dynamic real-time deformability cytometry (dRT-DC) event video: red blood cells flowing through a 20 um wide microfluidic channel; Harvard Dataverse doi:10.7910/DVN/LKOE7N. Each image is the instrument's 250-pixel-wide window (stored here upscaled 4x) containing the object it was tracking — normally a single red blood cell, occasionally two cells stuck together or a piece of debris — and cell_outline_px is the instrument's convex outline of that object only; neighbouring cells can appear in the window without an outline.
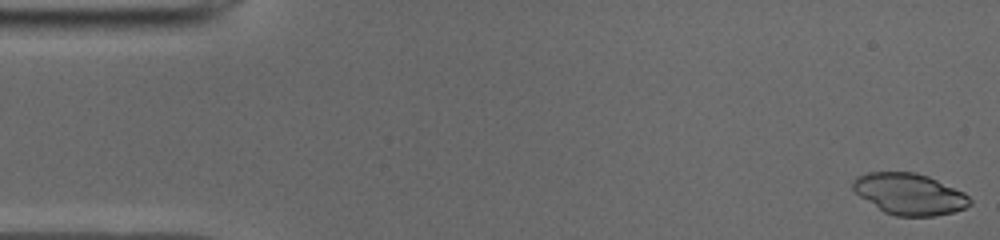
{"species": "common noctule bat (a hibernating species)", "species_latin": "Nyctalus noctula", "temperature_condition": "cold", "stored_images_in_passage": 50, "camera_frame_rate_fps": 3000, "um_per_image_px": 0.085, "animal": {"sex": "male", "body_mass_g": 19.0, "forearm_length_mm": 50.8}, "frame": {"image": 1, "passage_image": 1, "time_ms": 0.0, "image_size_px": [1000, 240], "cell_outline_px": [[972, 204], [964, 208], [952, 212], [936, 216], [896, 216], [884, 212], [860, 196], [852, 188], [852, 180], [856, 176], [868, 172], [916, 172], [928, 176], [964, 192], [972, 200]], "centroid_in_image_um": [77.3, 16.48], "position_along_channel_um": 7.7, "area_um2": 28.15}}
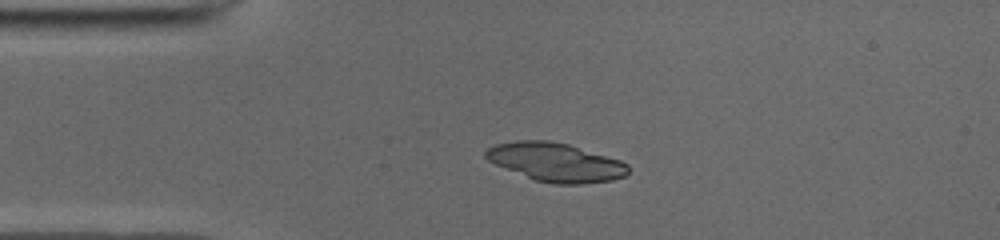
{"frame": {"image": 2, "passage_image": 11, "time_ms": 3.333, "image_size_px": [1000, 240], "cell_outline_px": [[628, 172], [624, 176], [612, 180], [580, 184], [556, 184], [536, 180], [496, 164], [488, 160], [484, 156], [484, 152], [488, 148], [496, 144], [516, 140], [548, 140], [568, 144], [620, 160], [628, 164]], "centroid_in_image_um": [47.24, 13.78], "position_along_channel_um": 37.8, "area_um2": 31.73}}